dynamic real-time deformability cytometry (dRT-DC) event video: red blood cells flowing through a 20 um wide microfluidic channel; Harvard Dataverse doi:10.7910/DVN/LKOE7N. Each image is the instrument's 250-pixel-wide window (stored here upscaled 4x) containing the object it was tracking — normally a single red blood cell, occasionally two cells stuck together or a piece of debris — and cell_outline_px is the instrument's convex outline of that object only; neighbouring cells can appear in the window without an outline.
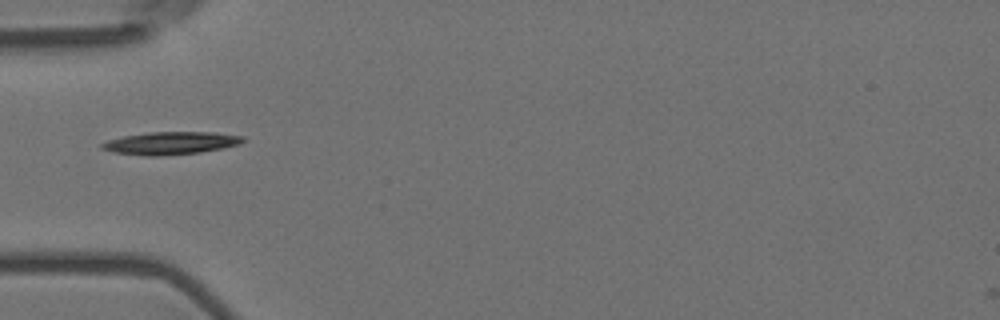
{"species": "Egyptian fruit bat (a non-hibernating species)", "species_latin": "Rousettus aegyptiacus", "temperature_condition": "room temperature", "stored_images_in_passage": 6, "camera_frame_rate_fps": 3000, "um_per_image_px": 0.085, "animal": {"sex": "female"}, "frame": {"image": 1, "passage_image": 6, "time_ms": 1.667, "image_size_px": [1000, 320], "cell_outline_px": [[244, 140], [240, 144], [224, 148], [200, 152], [160, 156], [144, 156], [112, 152], [100, 148], [100, 144], [108, 140], [124, 136], [148, 132], [212, 132], [244, 136]], "centroid_in_image_um": [14.49, 12.17], "position_along_channel_um": 70.5, "area_um2": 18.73}}